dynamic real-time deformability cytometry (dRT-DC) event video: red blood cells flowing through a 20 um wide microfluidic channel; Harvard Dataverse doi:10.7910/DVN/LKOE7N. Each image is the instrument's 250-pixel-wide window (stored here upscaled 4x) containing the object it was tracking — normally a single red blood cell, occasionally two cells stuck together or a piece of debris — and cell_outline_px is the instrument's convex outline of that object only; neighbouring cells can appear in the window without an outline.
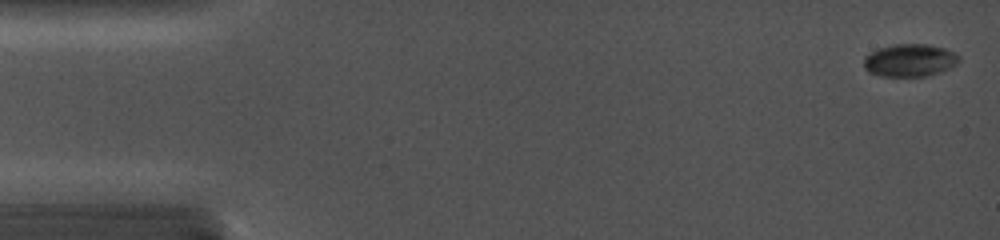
{"species": "common noctule bat (a hibernating species)", "species_latin": "Nyctalus noctula", "temperature_condition": "cold", "stored_images_in_passage": 33, "camera_frame_rate_fps": 5000, "um_per_image_px": 0.085, "animal": {"sex": "female", "body_mass_g": 19.0, "forearm_length_mm": 56.7}, "frame": {"image": 1, "passage_image": 1, "time_ms": 0.0, "image_size_px": [1000, 240], "cell_outline_px": [[960, 60], [956, 64], [940, 72], [924, 76], [880, 76], [868, 72], [864, 68], [864, 56], [880, 48], [892, 44], [928, 44], [944, 48], [960, 56]], "centroid_in_image_um": [77.31, 5.12], "position_along_channel_um": 7.7, "area_um2": 18.03}}
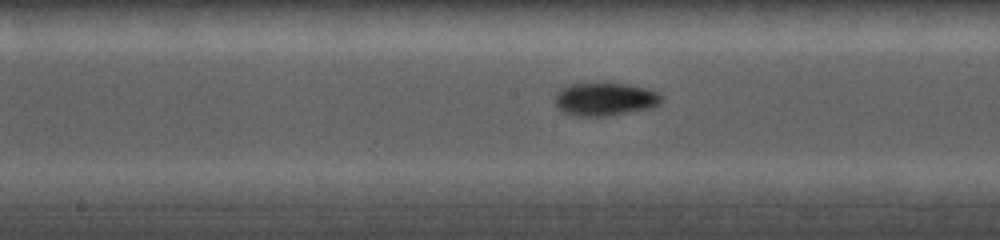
{"frame": {"image": 2, "passage_image": 16, "time_ms": 8.0, "image_size_px": [1000, 240], "cell_outline_px": [[664, 100], [660, 104], [652, 108], [604, 116], [576, 116], [564, 112], [556, 108], [556, 92], [560, 88], [568, 84], [604, 80], [628, 84], [648, 88], [660, 92], [664, 96]], "centroid_in_image_um": [51.45, 8.37], "position_along_channel_um": 196.7, "area_um2": 21.56}}
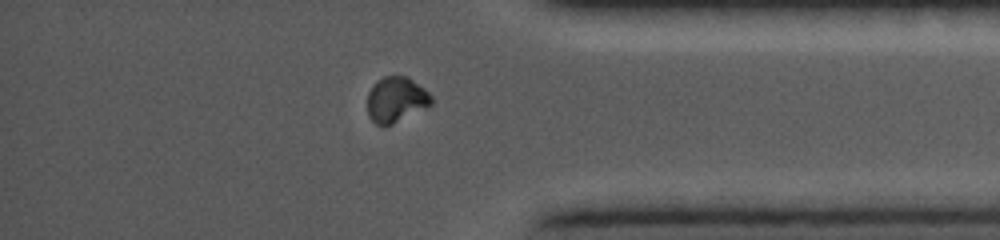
{"frame": {"image": 3, "passage_image": 29, "time_ms": 13.2, "image_size_px": [1000, 240], "cell_outline_px": [[432, 104], [428, 108], [384, 128], [376, 124], [368, 116], [368, 92], [384, 76], [408, 76], [424, 88], [432, 96]], "centroid_in_image_um": [33.7, 8.51], "position_along_channel_um": 401.5, "area_um2": 17.11}}